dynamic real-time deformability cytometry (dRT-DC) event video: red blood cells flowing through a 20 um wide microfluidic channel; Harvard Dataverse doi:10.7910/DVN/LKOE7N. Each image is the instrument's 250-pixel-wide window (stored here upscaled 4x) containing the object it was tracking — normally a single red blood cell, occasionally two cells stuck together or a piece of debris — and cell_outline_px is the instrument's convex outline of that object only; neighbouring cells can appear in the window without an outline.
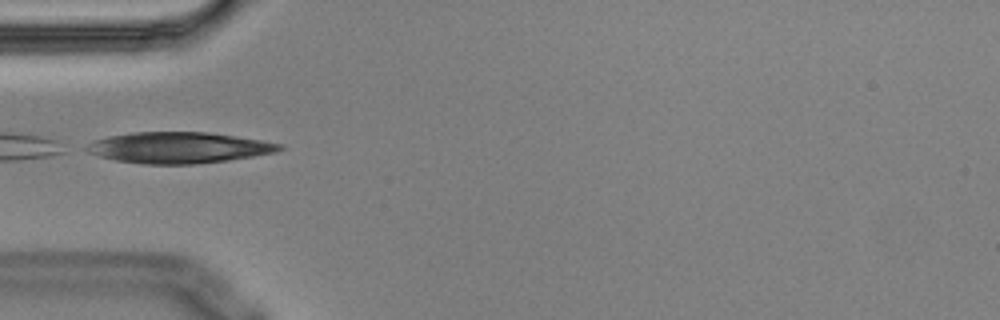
{"species": "Egyptian fruit bat (a non-hibernating species)", "species_latin": "Rousettus aegyptiacus", "temperature_condition": "cold", "stored_images_in_passage": 8, "camera_frame_rate_fps": 3000, "um_per_image_px": 0.085, "animal": {"sex": "male"}, "frame": {"image": 1, "passage_image": 4, "time_ms": 1.0, "image_size_px": [1000, 320], "cell_outline_px": [[284, 148], [276, 152], [228, 160], [196, 164], [144, 164], [116, 160], [100, 156], [88, 152], [84, 148], [92, 140], [108, 136], [132, 132], [208, 132], [236, 136], [284, 144]], "centroid_in_image_um": [15.18, 12.54], "position_along_channel_um": 69.8, "area_um2": 34.91}}
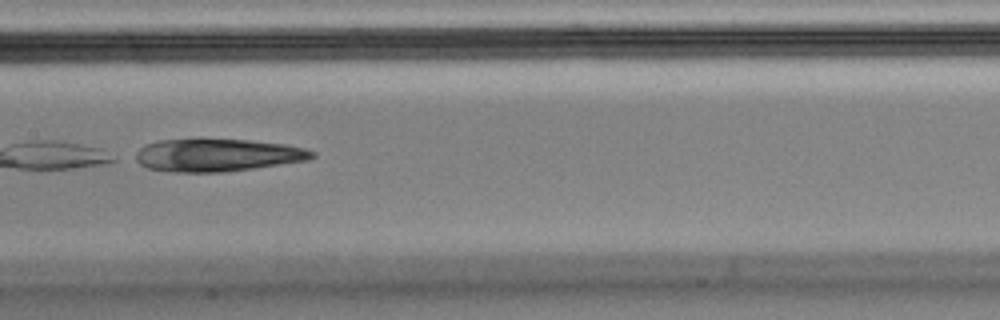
{"frame": {"image": 2, "passage_image": 7, "time_ms": 2.0, "image_size_px": [1000, 320], "cell_outline_px": [[316, 156], [308, 160], [224, 172], [172, 172], [148, 168], [132, 160], [136, 152], [140, 148], [156, 140], [248, 140], [284, 144], [304, 148], [316, 152]], "centroid_in_image_um": [18.45, 13.19], "position_along_channel_um": 188.9, "area_um2": 33.35}}